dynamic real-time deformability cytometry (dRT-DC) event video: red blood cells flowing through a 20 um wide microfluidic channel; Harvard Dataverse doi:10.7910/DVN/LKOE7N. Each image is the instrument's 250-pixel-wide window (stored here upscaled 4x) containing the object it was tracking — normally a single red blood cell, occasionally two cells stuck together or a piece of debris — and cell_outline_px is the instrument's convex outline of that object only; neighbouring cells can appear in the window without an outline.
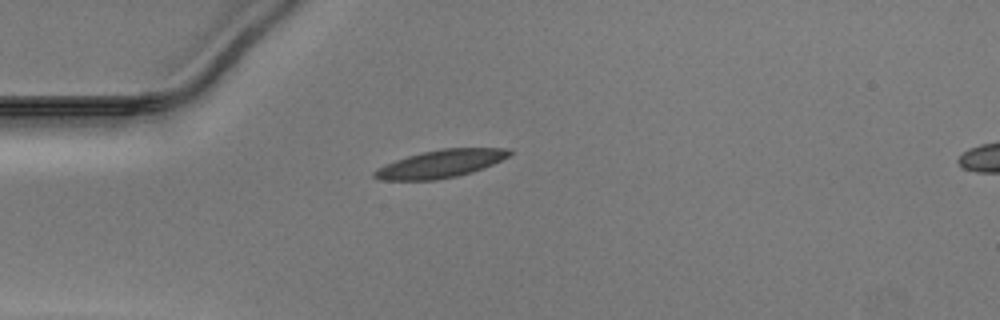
{"species": "Egyptian fruit bat (a non-hibernating species)", "species_latin": "Rousettus aegyptiacus", "temperature_condition": "warm", "stored_images_in_passage": 38, "camera_frame_rate_fps": 3000, "um_per_image_px": 0.085, "animal": {"sex": "male"}, "frame": {"image": 1, "passage_image": 1, "time_ms": 0.0, "image_size_px": [1000, 320], "cell_outline_px": [[512, 152], [508, 156], [492, 164], [472, 172], [456, 176], [436, 180], [380, 180], [372, 176], [372, 172], [384, 164], [408, 156], [440, 148], [512, 148]], "centroid_in_image_um": [37.43, 13.92], "position_along_channel_um": 47.6, "area_um2": 21.73}}
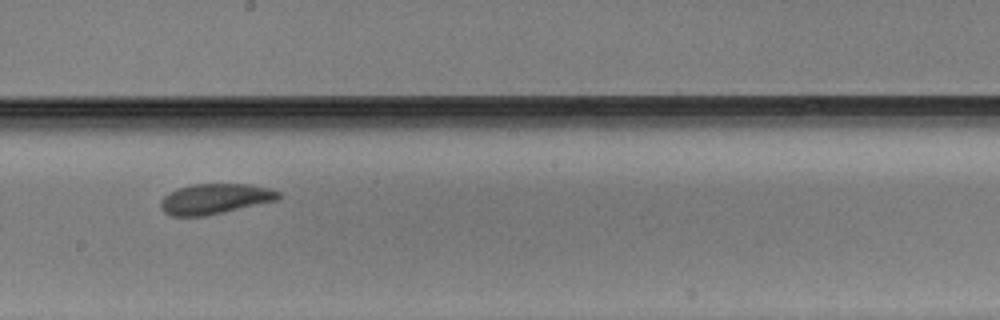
{"frame": {"image": 2, "passage_image": 16, "time_ms": 5.0, "image_size_px": [1000, 320], "cell_outline_px": [[280, 200], [224, 212], [204, 216], [172, 216], [164, 212], [160, 208], [160, 200], [168, 192], [176, 188], [192, 184], [252, 184], [268, 188], [280, 192]], "centroid_in_image_um": [18.26, 16.9], "position_along_channel_um": 229.9, "area_um2": 21.1}}
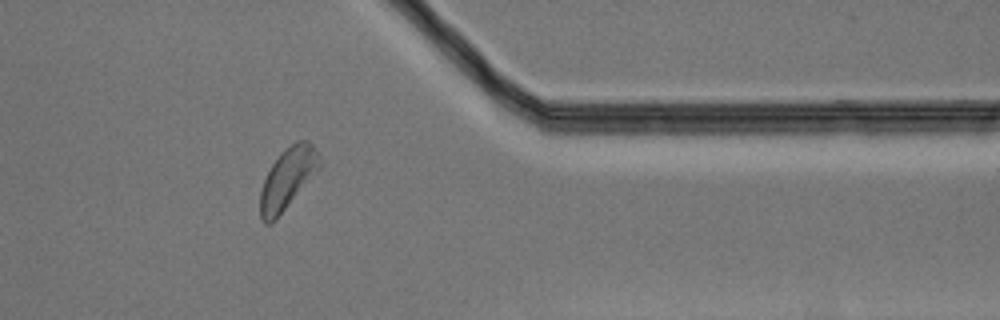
{"frame": {"image": 3, "passage_image": 29, "time_ms": 9.333, "image_size_px": [1000, 320], "cell_outline_px": [[324, 164], [276, 220], [272, 224], [264, 224], [260, 220], [260, 192], [264, 180], [272, 164], [280, 152], [296, 140], [308, 140], [312, 144]], "centroid_in_image_um": [24.46, 15.19], "position_along_channel_um": 386.9, "area_um2": 21.44}}